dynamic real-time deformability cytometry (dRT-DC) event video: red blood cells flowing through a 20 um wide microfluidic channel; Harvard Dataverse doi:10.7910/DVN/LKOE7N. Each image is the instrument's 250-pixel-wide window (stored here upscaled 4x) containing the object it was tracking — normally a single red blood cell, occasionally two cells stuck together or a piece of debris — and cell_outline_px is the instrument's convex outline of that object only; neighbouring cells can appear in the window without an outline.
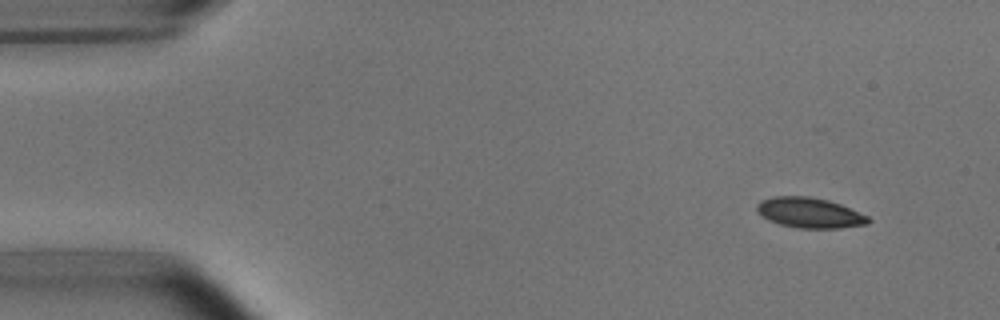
{"species": "common noctule bat (a hibernating species)", "species_latin": "Nyctalus noctula", "temperature_condition": "room temperature", "stored_images_in_passage": 3, "camera_frame_rate_fps": 3000, "um_per_image_px": 0.085, "animal": {"sex": "male", "body_mass_g": 15.6}, "frame": {"image": 1, "passage_image": 1, "time_ms": 0.0, "image_size_px": [1000, 320], "cell_outline_px": [[872, 220], [868, 224], [840, 228], [800, 228], [780, 224], [768, 220], [756, 208], [756, 204], [760, 200], [772, 196], [808, 196], [828, 200], [840, 204], [868, 216]], "centroid_in_image_um": [68.83, 18.08], "position_along_channel_um": 16.2, "area_um2": 19.59}}